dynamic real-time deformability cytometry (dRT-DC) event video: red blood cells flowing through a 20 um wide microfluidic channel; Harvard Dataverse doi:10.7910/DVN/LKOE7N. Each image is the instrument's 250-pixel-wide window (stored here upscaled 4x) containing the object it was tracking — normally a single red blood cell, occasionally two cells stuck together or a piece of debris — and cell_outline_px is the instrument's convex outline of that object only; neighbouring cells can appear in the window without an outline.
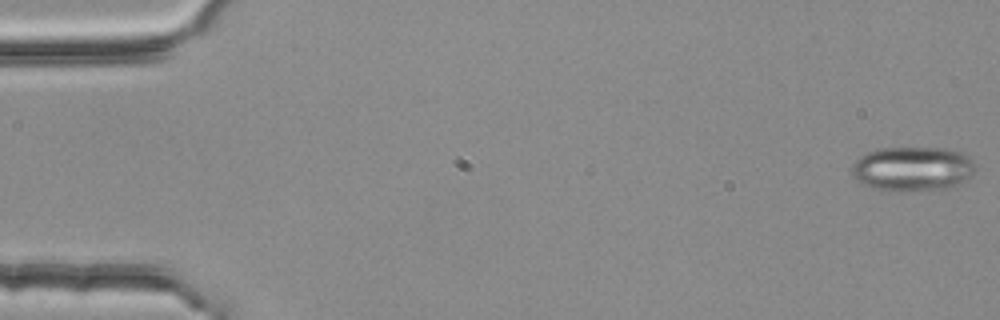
{"species": "common noctule bat (a hibernating species)", "species_latin": "Nyctalus noctula", "temperature_condition": "room temperature", "stored_images_in_passage": 14, "camera_frame_rate_fps": 3000, "um_per_image_px": 0.085, "animal": {"sex": "female", "body_mass_g": 25.1}, "frame": {"image": 1, "passage_image": 1, "time_ms": 0.0, "image_size_px": [1000, 320], "cell_outline_px": [[976, 168], [960, 184], [952, 188], [900, 192], [896, 192], [872, 188], [864, 184], [852, 176], [852, 164], [860, 156], [876, 148], [940, 148], [960, 152], [972, 160], [976, 164]], "centroid_in_image_um": [77.54, 14.36], "position_along_channel_um": 7.5, "area_um2": 32.19}}